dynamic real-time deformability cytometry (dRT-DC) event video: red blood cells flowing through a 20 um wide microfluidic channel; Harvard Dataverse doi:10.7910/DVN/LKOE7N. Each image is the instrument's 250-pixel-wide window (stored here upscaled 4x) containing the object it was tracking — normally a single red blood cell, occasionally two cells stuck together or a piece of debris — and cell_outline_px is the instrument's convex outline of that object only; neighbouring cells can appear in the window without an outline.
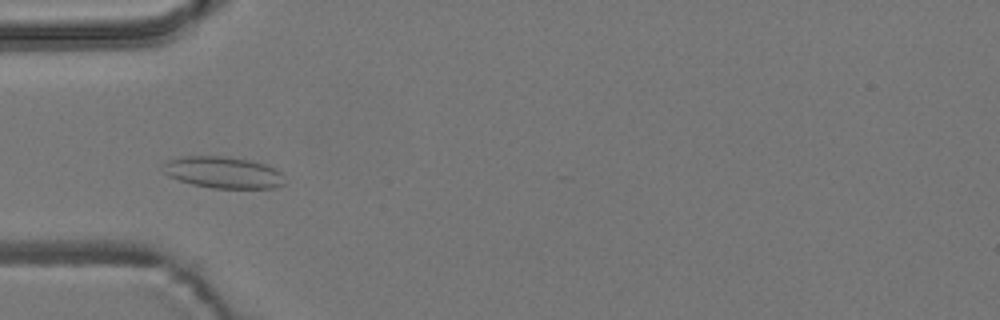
{"species": "common noctule bat (a hibernating species)", "species_latin": "Nyctalus noctula", "temperature_condition": "room temperature", "stored_images_in_passage": 4, "camera_frame_rate_fps": 3000, "um_per_image_px": 0.085, "animal": {"sex": "male", "body_mass_g": 19.2, "forearm_length_mm": 51.8}, "frame": {"image": 1, "passage_image": 3, "time_ms": 3.333, "image_size_px": [1000, 320], "cell_outline_px": [[284, 184], [276, 188], [212, 188], [192, 184], [168, 176], [164, 172], [164, 164], [168, 160], [180, 156], [224, 156], [252, 160], [268, 164], [276, 168], [280, 172]], "centroid_in_image_um": [18.99, 14.65], "position_along_channel_um": 66.0, "area_um2": 22.48}}